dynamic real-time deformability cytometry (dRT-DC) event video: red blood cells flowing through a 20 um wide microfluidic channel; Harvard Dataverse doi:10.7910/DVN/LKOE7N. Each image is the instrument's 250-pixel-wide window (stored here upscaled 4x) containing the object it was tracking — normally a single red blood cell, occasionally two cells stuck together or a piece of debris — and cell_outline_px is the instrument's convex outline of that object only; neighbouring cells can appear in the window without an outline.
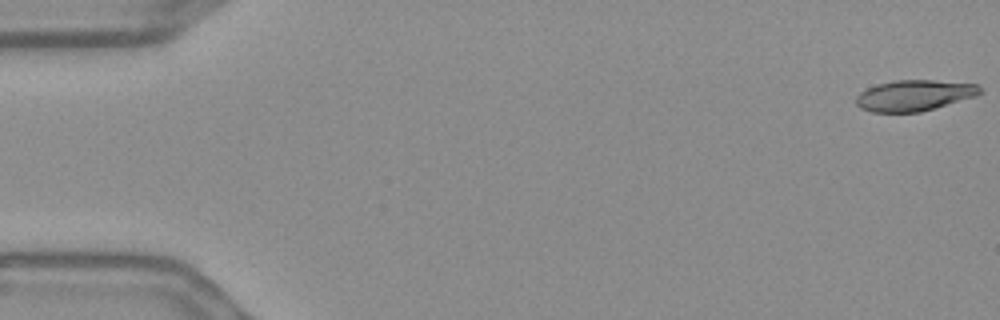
{"species": "Egyptian fruit bat (a non-hibernating species)", "species_latin": "Rousettus aegyptiacus", "temperature_condition": "warm", "stored_images_in_passage": 56, "camera_frame_rate_fps": 3000, "um_per_image_px": 0.085, "frame": {"image": 1, "passage_image": 1, "time_ms": 0.0, "image_size_px": [1000, 320], "cell_outline_px": [[984, 92], [976, 96], [920, 112], [872, 112], [860, 108], [856, 104], [856, 96], [860, 92], [876, 84], [896, 80], [932, 80], [976, 84]], "centroid_in_image_um": [77.7, 8.11], "position_along_channel_um": 7.3, "area_um2": 22.25}}
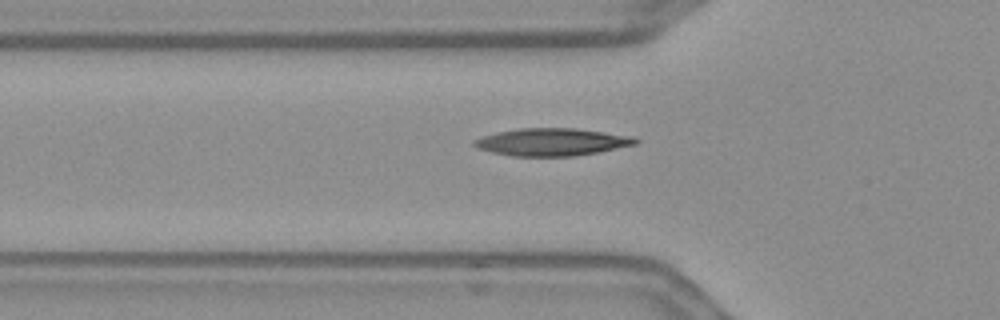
{"frame": {"image": 2, "passage_image": 19, "time_ms": 6.0, "image_size_px": [1000, 320], "cell_outline_px": [[640, 140], [636, 144], [596, 152], [572, 156], [512, 156], [492, 152], [476, 148], [472, 144], [472, 140], [496, 132], [520, 128], [576, 128], [636, 136]], "centroid_in_image_um": [46.91, 12.06], "position_along_channel_um": 78.9, "area_um2": 25.89}}
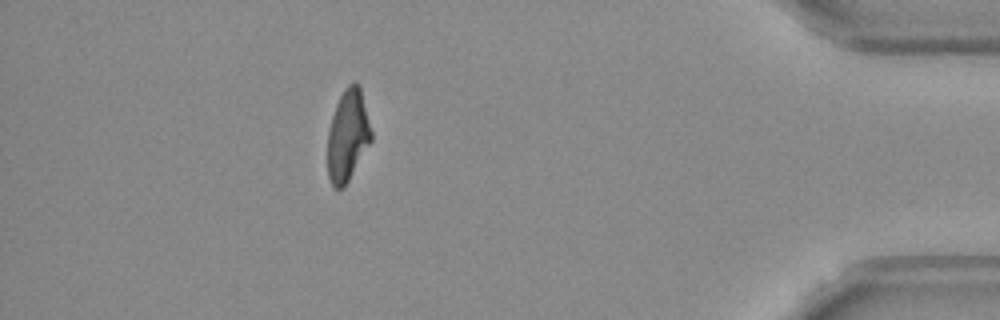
{"frame": {"image": 3, "passage_image": 50, "time_ms": 16.333, "image_size_px": [1000, 320], "cell_outline_px": [[372, 140], [344, 188], [336, 188], [332, 184], [328, 176], [328, 128], [336, 104], [344, 88], [352, 80], [356, 80], [360, 84], [372, 132]], "centroid_in_image_um": [29.57, 11.46], "position_along_channel_um": 405.6, "area_um2": 23.47}, "authors_computed_cell_mechanics": {"area_um2": 24.1604, "velocity_mm_per_s": 3.6326, "shape_relaxation_time_tau1_ms": 9.2853, "shape_relaxation_time_tau2_ms": 2.7208, "deformation_change_tau1": 0.2653, "deformation_change_tau2": 0.1061}}